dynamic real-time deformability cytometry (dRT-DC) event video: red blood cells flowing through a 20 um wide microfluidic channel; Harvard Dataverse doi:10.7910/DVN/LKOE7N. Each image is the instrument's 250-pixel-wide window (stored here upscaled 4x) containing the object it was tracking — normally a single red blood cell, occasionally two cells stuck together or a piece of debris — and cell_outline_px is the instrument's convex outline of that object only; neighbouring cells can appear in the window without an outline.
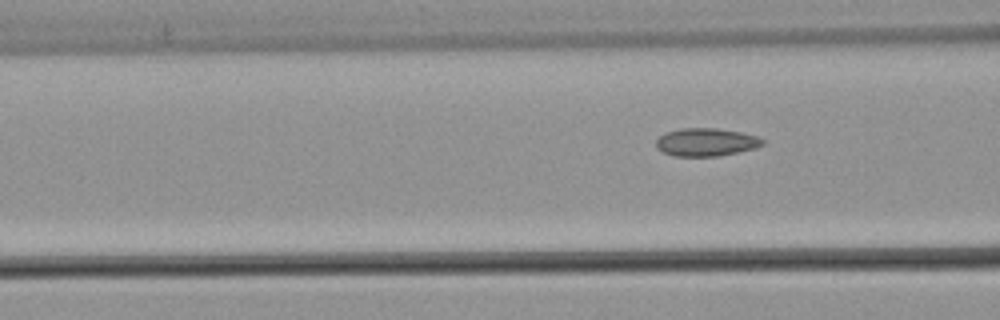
{"species": "common noctule bat (a hibernating species)", "species_latin": "Nyctalus noctula", "temperature_condition": "warm", "stored_images_in_passage": 4, "camera_frame_rate_fps": 3000, "um_per_image_px": 0.085, "animal": {"sex": "male", "body_mass_g": 21.5, "forearm_length_mm": 52.0}, "frame": {"image": 1, "passage_image": 4, "time_ms": 1.0, "image_size_px": [1000, 320], "cell_outline_px": [[764, 144], [756, 148], [720, 156], [672, 156], [656, 148], [656, 140], [664, 132], [680, 128], [716, 128], [740, 132], [756, 136], [764, 140]], "centroid_in_image_um": [60.0, 12.08], "position_along_channel_um": 106.6, "area_um2": 17.46}}